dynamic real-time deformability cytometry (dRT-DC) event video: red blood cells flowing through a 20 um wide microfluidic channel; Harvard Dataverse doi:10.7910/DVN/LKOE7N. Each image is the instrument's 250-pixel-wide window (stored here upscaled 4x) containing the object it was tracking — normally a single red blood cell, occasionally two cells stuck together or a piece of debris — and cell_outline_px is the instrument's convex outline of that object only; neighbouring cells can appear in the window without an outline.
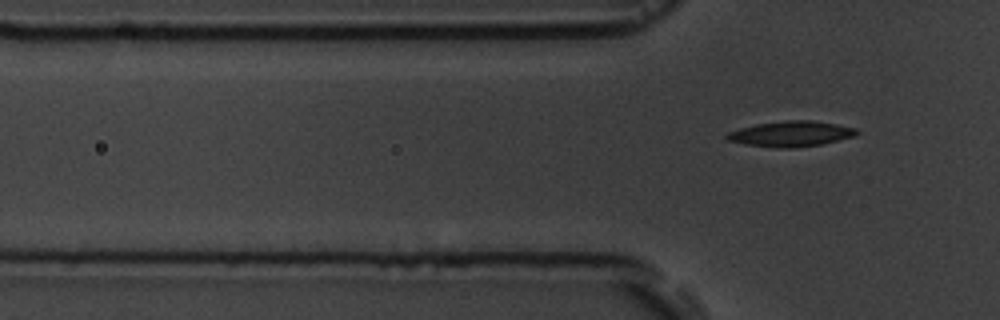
{"species": "common noctule bat (a hibernating species)", "species_latin": "Nyctalus noctula", "temperature_condition": "room temperature", "stored_images_in_passage": 7, "segment_of_instrument_passage": [2, 2], "camera_frame_rate_fps": 3000, "um_per_image_px": 0.085, "animal": {"sex": "male", "body_mass_g": 19.5, "forearm_length_mm": 54.6}, "frame": {"image": 1, "passage_image": 7, "time_ms": 7.0, "image_size_px": [1000, 320], "cell_outline_px": [[860, 132], [852, 136], [820, 144], [792, 148], [780, 148], [744, 144], [728, 140], [724, 136], [728, 132], [740, 128], [756, 124], [784, 120], [812, 120], [836, 124], [856, 128]], "centroid_in_image_um": [67.19, 11.36], "position_along_channel_um": 58.6, "area_um2": 19.07}}